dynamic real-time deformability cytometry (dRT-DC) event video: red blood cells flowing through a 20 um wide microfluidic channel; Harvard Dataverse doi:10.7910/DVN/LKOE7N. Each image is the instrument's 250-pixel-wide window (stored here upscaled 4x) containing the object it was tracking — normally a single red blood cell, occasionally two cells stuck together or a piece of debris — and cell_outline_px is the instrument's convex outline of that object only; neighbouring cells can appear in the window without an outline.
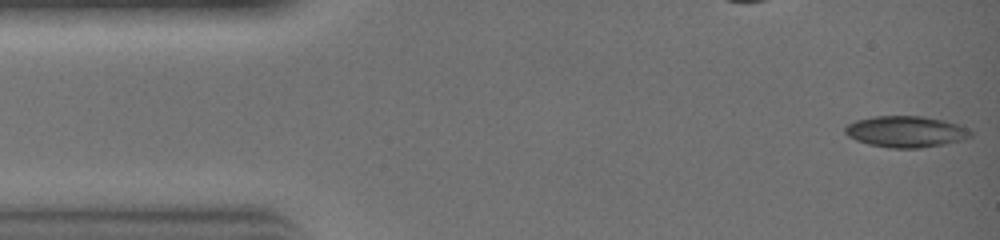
{"species": "common noctule bat (a hibernating species)", "species_latin": "Nyctalus noctula", "temperature_condition": "warm", "stored_images_in_passage": 22, "camera_frame_rate_fps": 3000, "um_per_image_px": 0.085, "animal": {"sex": "female", "body_mass_g": 19.0, "forearm_length_mm": 51.5}, "frame": {"image": 1, "passage_image": 1, "time_ms": 0.0, "image_size_px": [1000, 240], "cell_outline_px": [[972, 136], [964, 140], [944, 144], [920, 148], [888, 148], [868, 144], [856, 140], [848, 136], [844, 132], [844, 128], [848, 124], [856, 120], [876, 116], [924, 116], [944, 120], [956, 124], [972, 132]], "centroid_in_image_um": [76.98, 11.19], "position_along_channel_um": 8.0, "area_um2": 22.89}}
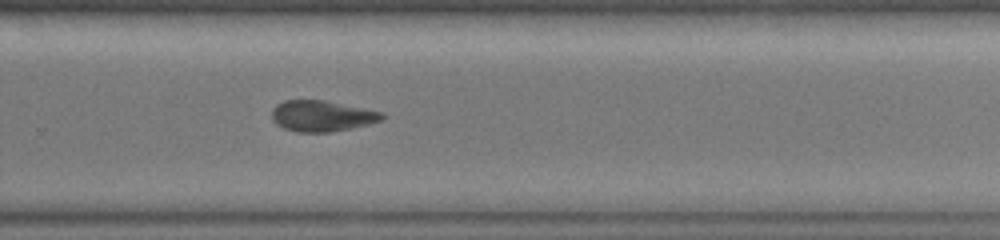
{"frame": {"image": 2, "passage_image": 20, "time_ms": 6.333, "image_size_px": [1000, 240], "cell_outline_px": [[384, 116], [380, 120], [368, 124], [352, 128], [328, 132], [296, 132], [284, 128], [276, 124], [272, 120], [272, 108], [276, 104], [284, 100], [324, 100], [384, 112]], "centroid_in_image_um": [27.33, 9.85], "position_along_channel_um": 302.5, "area_um2": 19.88}}
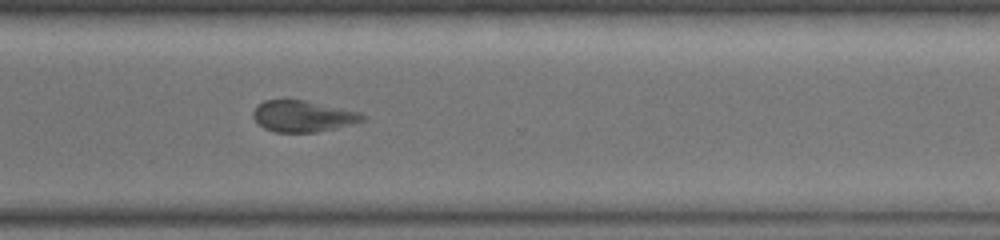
{"frame": {"image": 3, "passage_image": 22, "time_ms": 7.0, "image_size_px": [1000, 240], "cell_outline_px": [[364, 120], [336, 128], [316, 132], [276, 132], [264, 128], [252, 116], [252, 112], [264, 100], [308, 100], [360, 112], [364, 116]], "centroid_in_image_um": [25.75, 9.87], "position_along_channel_um": 344.8, "area_um2": 19.77}}